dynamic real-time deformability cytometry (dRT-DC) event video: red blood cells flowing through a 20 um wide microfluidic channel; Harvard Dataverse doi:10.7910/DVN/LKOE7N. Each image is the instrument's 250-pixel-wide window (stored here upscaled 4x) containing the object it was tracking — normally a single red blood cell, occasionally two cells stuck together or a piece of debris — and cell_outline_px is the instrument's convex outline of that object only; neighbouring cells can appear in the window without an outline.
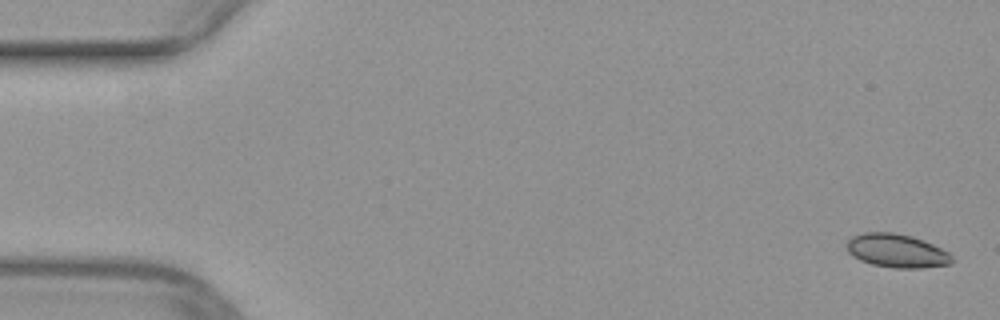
{"species": "common noctule bat (a hibernating species)", "species_latin": "Nyctalus noctula", "temperature_condition": "warm", "stored_images_in_passage": 50, "camera_frame_rate_fps": 3000, "um_per_image_px": 0.085, "animal": {"sex": "female", "body_mass_g": 29.2, "forearm_length_mm": 56.3}, "frame": {"image": 1, "passage_image": 1, "time_ms": 0.0, "image_size_px": [1000, 320], "cell_outline_px": [[956, 260], [952, 264], [920, 268], [896, 268], [872, 264], [860, 260], [852, 256], [848, 252], [844, 244], [852, 236], [864, 232], [892, 232], [912, 236], [932, 244], [948, 252]], "centroid_in_image_um": [76.21, 21.32], "position_along_channel_um": 8.8, "area_um2": 20.75}}
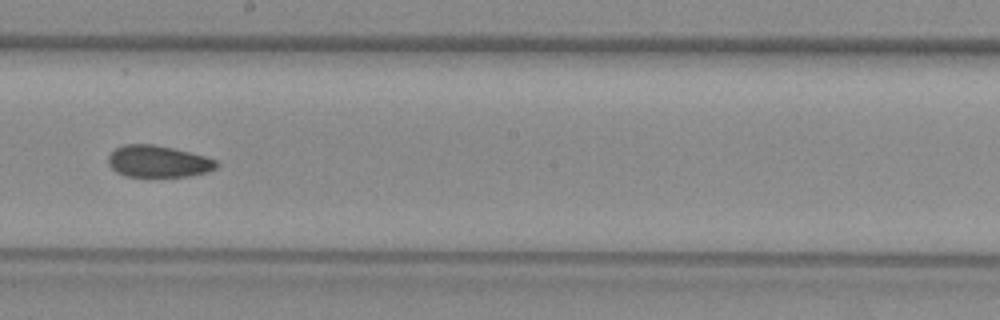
{"frame": {"image": 2, "passage_image": 28, "time_ms": 9.0, "image_size_px": [1000, 320], "cell_outline_px": [[220, 164], [216, 168], [208, 172], [188, 176], [128, 176], [116, 172], [108, 164], [108, 156], [116, 148], [124, 144], [152, 144], [172, 148], [204, 156], [216, 160]], "centroid_in_image_um": [13.45, 13.72], "position_along_channel_um": 234.8, "area_um2": 19.88}}
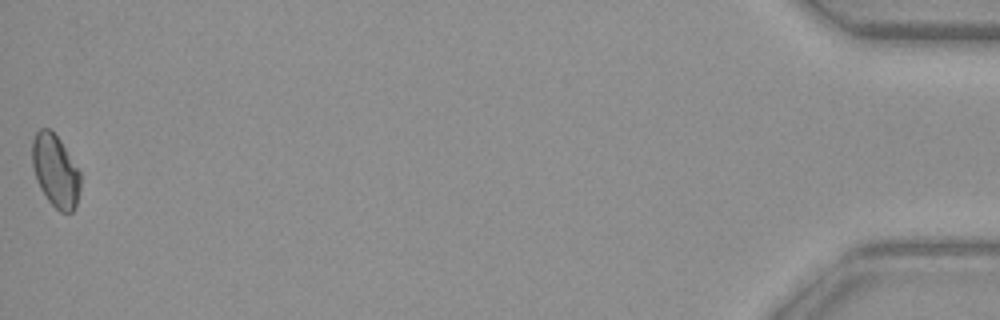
{"frame": {"image": 3, "passage_image": 50, "time_ms": 16.333, "image_size_px": [1000, 320], "cell_outline_px": [[80, 188], [76, 208], [72, 212], [60, 212], [48, 200], [40, 188], [36, 180], [32, 164], [32, 140], [36, 132], [40, 128], [48, 128], [60, 140], [80, 172]], "centroid_in_image_um": [4.71, 14.54], "position_along_channel_um": 430.5, "area_um2": 20.29}}